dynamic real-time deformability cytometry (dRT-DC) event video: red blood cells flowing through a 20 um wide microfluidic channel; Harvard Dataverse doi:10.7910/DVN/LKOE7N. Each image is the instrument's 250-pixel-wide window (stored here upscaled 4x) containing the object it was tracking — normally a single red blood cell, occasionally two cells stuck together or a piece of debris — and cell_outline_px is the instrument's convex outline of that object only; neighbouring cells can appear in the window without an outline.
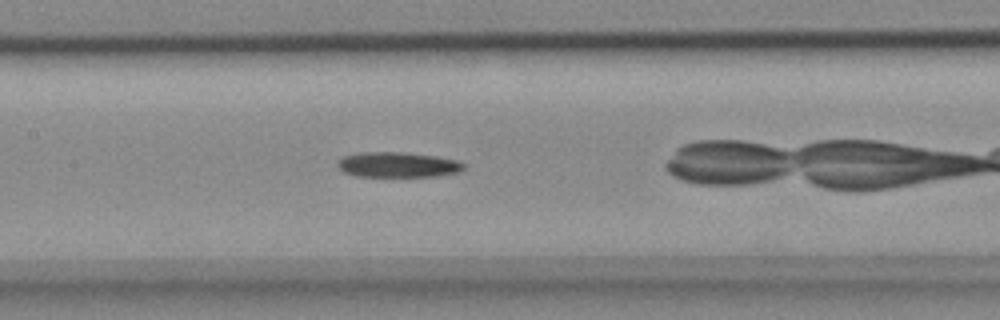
{"species": "common noctule bat (a hibernating species)", "species_latin": "Nyctalus noctula", "temperature_condition": "cold", "stored_images_in_passage": 38, "camera_frame_rate_fps": 3000, "um_per_image_px": 0.085, "animal": {"sex": "female", "body_mass_g": 18.4}, "frame": {"image": 1, "passage_image": 19, "time_ms": 6.0, "image_size_px": [1000, 320], "cell_outline_px": [[464, 168], [460, 172], [440, 176], [356, 176], [344, 172], [336, 164], [344, 156], [364, 152], [400, 152], [436, 156], [460, 160], [464, 164]], "centroid_in_image_um": [33.87, 14.0], "position_along_channel_um": 173.5, "area_um2": 18.5}}
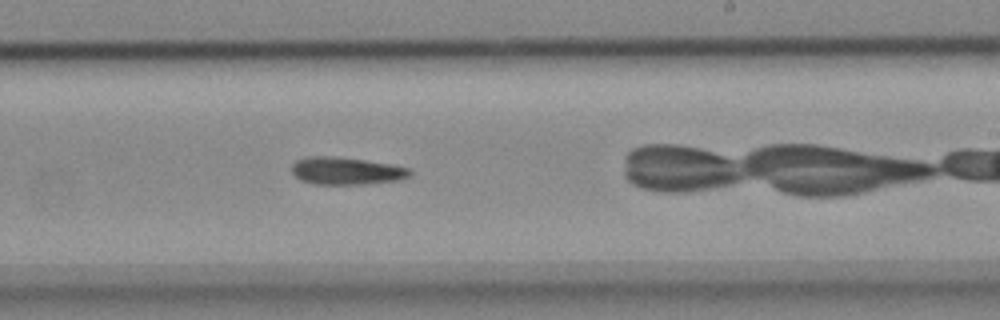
{"frame": {"image": 2, "passage_image": 26, "time_ms": 8.333, "image_size_px": [1000, 320], "cell_outline_px": [[412, 172], [408, 176], [400, 180], [364, 184], [312, 184], [300, 180], [292, 172], [292, 164], [296, 160], [308, 156], [332, 156], [364, 160], [388, 164], [408, 168]], "centroid_in_image_um": [29.39, 14.53], "position_along_channel_um": 259.6, "area_um2": 18.79}}
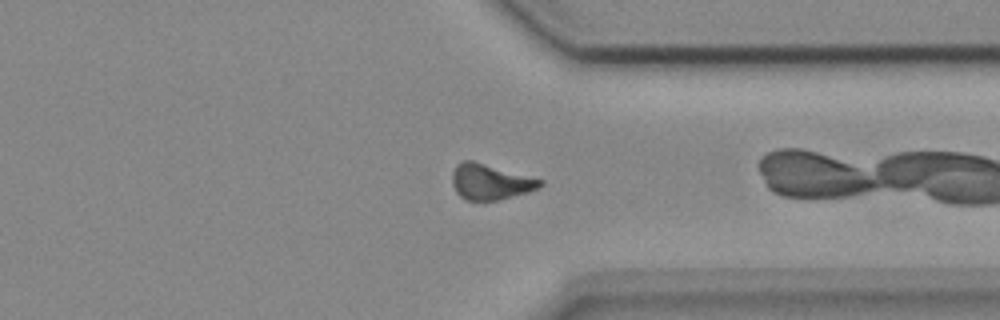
{"frame": {"image": 3, "passage_image": 35, "time_ms": 11.333, "image_size_px": [1000, 320], "cell_outline_px": [[544, 184], [540, 188], [528, 192], [496, 200], [464, 200], [456, 192], [452, 184], [452, 172], [456, 164], [464, 160], [472, 160], [544, 180]], "centroid_in_image_um": [41.67, 15.45], "position_along_channel_um": 369.7, "area_um2": 18.26}}